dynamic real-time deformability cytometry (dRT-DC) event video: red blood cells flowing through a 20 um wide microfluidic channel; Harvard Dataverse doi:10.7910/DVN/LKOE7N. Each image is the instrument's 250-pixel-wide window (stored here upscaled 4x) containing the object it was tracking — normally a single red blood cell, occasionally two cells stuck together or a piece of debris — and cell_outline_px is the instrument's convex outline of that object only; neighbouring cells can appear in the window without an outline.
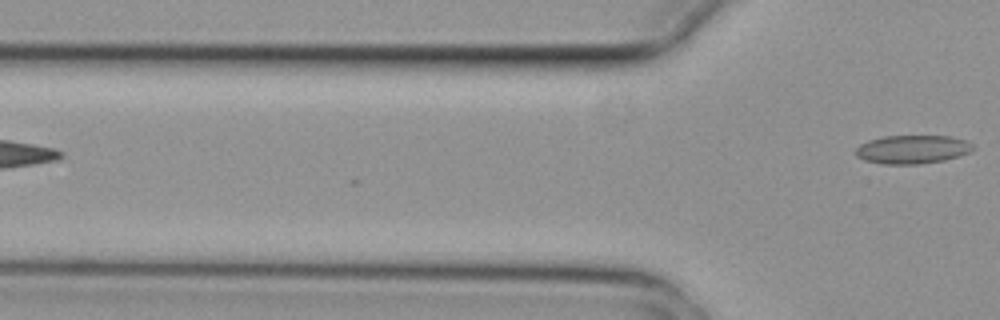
{"species": "common noctule bat (a hibernating species)", "species_latin": "Nyctalus noctula", "temperature_condition": "cold", "stored_images_in_passage": 3, "camera_frame_rate_fps": 3000, "um_per_image_px": 0.085, "animal": {"sex": "female", "body_mass_g": 29.2, "forearm_length_mm": 56.3}, "frame": {"image": 1, "passage_image": 3, "time_ms": 0.667, "image_size_px": [1000, 320], "cell_outline_px": [[976, 148], [972, 152], [960, 156], [944, 160], [920, 164], [884, 164], [864, 160], [856, 156], [856, 148], [860, 144], [868, 140], [884, 136], [948, 136], [964, 140], [972, 144]], "centroid_in_image_um": [77.57, 12.7], "position_along_channel_um": 48.2, "area_um2": 19.59}}